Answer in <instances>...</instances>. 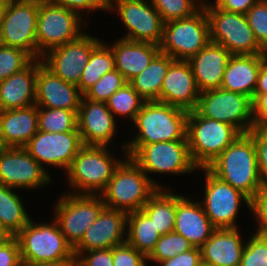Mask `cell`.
Masks as SVG:
<instances>
[{
    "instance_id": "cell-1",
    "label": "cell",
    "mask_w": 267,
    "mask_h": 266,
    "mask_svg": "<svg viewBox=\"0 0 267 266\" xmlns=\"http://www.w3.org/2000/svg\"><path fill=\"white\" fill-rule=\"evenodd\" d=\"M206 169L249 200L264 186L259 174L255 143L249 133L240 134Z\"/></svg>"
},
{
    "instance_id": "cell-2",
    "label": "cell",
    "mask_w": 267,
    "mask_h": 266,
    "mask_svg": "<svg viewBox=\"0 0 267 266\" xmlns=\"http://www.w3.org/2000/svg\"><path fill=\"white\" fill-rule=\"evenodd\" d=\"M106 189L100 194L105 207L128 213L141 210L151 196L163 188L130 158L124 156Z\"/></svg>"
},
{
    "instance_id": "cell-3",
    "label": "cell",
    "mask_w": 267,
    "mask_h": 266,
    "mask_svg": "<svg viewBox=\"0 0 267 266\" xmlns=\"http://www.w3.org/2000/svg\"><path fill=\"white\" fill-rule=\"evenodd\" d=\"M189 111L162 103L146 101L137 113L134 125L138 133L126 145H146L157 142L187 140V117Z\"/></svg>"
},
{
    "instance_id": "cell-4",
    "label": "cell",
    "mask_w": 267,
    "mask_h": 266,
    "mask_svg": "<svg viewBox=\"0 0 267 266\" xmlns=\"http://www.w3.org/2000/svg\"><path fill=\"white\" fill-rule=\"evenodd\" d=\"M122 161L107 146L83 145L66 171L70 187L75 194L100 195Z\"/></svg>"
},
{
    "instance_id": "cell-5",
    "label": "cell",
    "mask_w": 267,
    "mask_h": 266,
    "mask_svg": "<svg viewBox=\"0 0 267 266\" xmlns=\"http://www.w3.org/2000/svg\"><path fill=\"white\" fill-rule=\"evenodd\" d=\"M241 133L232 125L201 116L196 110L189 111L186 137L194 164L206 168Z\"/></svg>"
},
{
    "instance_id": "cell-6",
    "label": "cell",
    "mask_w": 267,
    "mask_h": 266,
    "mask_svg": "<svg viewBox=\"0 0 267 266\" xmlns=\"http://www.w3.org/2000/svg\"><path fill=\"white\" fill-rule=\"evenodd\" d=\"M209 42V20L203 7L190 17L164 23L157 47L174 60L187 61Z\"/></svg>"
},
{
    "instance_id": "cell-7",
    "label": "cell",
    "mask_w": 267,
    "mask_h": 266,
    "mask_svg": "<svg viewBox=\"0 0 267 266\" xmlns=\"http://www.w3.org/2000/svg\"><path fill=\"white\" fill-rule=\"evenodd\" d=\"M125 156L130 157L148 176L149 173L191 174L198 170L187 140L157 142L146 145H126Z\"/></svg>"
},
{
    "instance_id": "cell-8",
    "label": "cell",
    "mask_w": 267,
    "mask_h": 266,
    "mask_svg": "<svg viewBox=\"0 0 267 266\" xmlns=\"http://www.w3.org/2000/svg\"><path fill=\"white\" fill-rule=\"evenodd\" d=\"M53 223L31 221L15 236L22 263L75 261L73 247L66 241L55 219Z\"/></svg>"
},
{
    "instance_id": "cell-9",
    "label": "cell",
    "mask_w": 267,
    "mask_h": 266,
    "mask_svg": "<svg viewBox=\"0 0 267 266\" xmlns=\"http://www.w3.org/2000/svg\"><path fill=\"white\" fill-rule=\"evenodd\" d=\"M210 41L226 48L232 55H267L259 46L246 15L230 13L208 4Z\"/></svg>"
},
{
    "instance_id": "cell-10",
    "label": "cell",
    "mask_w": 267,
    "mask_h": 266,
    "mask_svg": "<svg viewBox=\"0 0 267 266\" xmlns=\"http://www.w3.org/2000/svg\"><path fill=\"white\" fill-rule=\"evenodd\" d=\"M81 18L77 12L51 1L40 4L36 26L37 59L84 34Z\"/></svg>"
},
{
    "instance_id": "cell-11",
    "label": "cell",
    "mask_w": 267,
    "mask_h": 266,
    "mask_svg": "<svg viewBox=\"0 0 267 266\" xmlns=\"http://www.w3.org/2000/svg\"><path fill=\"white\" fill-rule=\"evenodd\" d=\"M201 116L235 127L241 134L253 128L252 99L222 88L201 92L195 109Z\"/></svg>"
},
{
    "instance_id": "cell-12",
    "label": "cell",
    "mask_w": 267,
    "mask_h": 266,
    "mask_svg": "<svg viewBox=\"0 0 267 266\" xmlns=\"http://www.w3.org/2000/svg\"><path fill=\"white\" fill-rule=\"evenodd\" d=\"M55 204V220L66 241L74 248L105 207L100 195L63 194Z\"/></svg>"
},
{
    "instance_id": "cell-13",
    "label": "cell",
    "mask_w": 267,
    "mask_h": 266,
    "mask_svg": "<svg viewBox=\"0 0 267 266\" xmlns=\"http://www.w3.org/2000/svg\"><path fill=\"white\" fill-rule=\"evenodd\" d=\"M39 5L1 3L0 44L16 47L37 59L36 26Z\"/></svg>"
},
{
    "instance_id": "cell-14",
    "label": "cell",
    "mask_w": 267,
    "mask_h": 266,
    "mask_svg": "<svg viewBox=\"0 0 267 266\" xmlns=\"http://www.w3.org/2000/svg\"><path fill=\"white\" fill-rule=\"evenodd\" d=\"M114 1H107V11H114L115 8L118 12L128 31L122 39L157 45L164 27V21L152 2L147 0Z\"/></svg>"
},
{
    "instance_id": "cell-15",
    "label": "cell",
    "mask_w": 267,
    "mask_h": 266,
    "mask_svg": "<svg viewBox=\"0 0 267 266\" xmlns=\"http://www.w3.org/2000/svg\"><path fill=\"white\" fill-rule=\"evenodd\" d=\"M202 170L205 171L206 184L204 201L200 203L206 215L216 229H236L235 221L240 202L244 199L250 208L249 198L230 184L215 177L206 168Z\"/></svg>"
},
{
    "instance_id": "cell-16",
    "label": "cell",
    "mask_w": 267,
    "mask_h": 266,
    "mask_svg": "<svg viewBox=\"0 0 267 266\" xmlns=\"http://www.w3.org/2000/svg\"><path fill=\"white\" fill-rule=\"evenodd\" d=\"M51 181L48 171L23 147H3L0 151V184L35 189Z\"/></svg>"
},
{
    "instance_id": "cell-17",
    "label": "cell",
    "mask_w": 267,
    "mask_h": 266,
    "mask_svg": "<svg viewBox=\"0 0 267 266\" xmlns=\"http://www.w3.org/2000/svg\"><path fill=\"white\" fill-rule=\"evenodd\" d=\"M83 146L78 128L75 131L50 133L39 131L23 147L41 166H55L67 171Z\"/></svg>"
},
{
    "instance_id": "cell-18",
    "label": "cell",
    "mask_w": 267,
    "mask_h": 266,
    "mask_svg": "<svg viewBox=\"0 0 267 266\" xmlns=\"http://www.w3.org/2000/svg\"><path fill=\"white\" fill-rule=\"evenodd\" d=\"M100 42L99 39L84 33L75 41L49 50L41 59L61 79L77 85L92 50Z\"/></svg>"
},
{
    "instance_id": "cell-19",
    "label": "cell",
    "mask_w": 267,
    "mask_h": 266,
    "mask_svg": "<svg viewBox=\"0 0 267 266\" xmlns=\"http://www.w3.org/2000/svg\"><path fill=\"white\" fill-rule=\"evenodd\" d=\"M125 228H127V213L104 207L96 221L85 231L82 240L73 248L74 256L125 243Z\"/></svg>"
},
{
    "instance_id": "cell-20",
    "label": "cell",
    "mask_w": 267,
    "mask_h": 266,
    "mask_svg": "<svg viewBox=\"0 0 267 266\" xmlns=\"http://www.w3.org/2000/svg\"><path fill=\"white\" fill-rule=\"evenodd\" d=\"M35 105L42 108H59L78 114L82 94L76 84L66 82L38 59Z\"/></svg>"
},
{
    "instance_id": "cell-21",
    "label": "cell",
    "mask_w": 267,
    "mask_h": 266,
    "mask_svg": "<svg viewBox=\"0 0 267 266\" xmlns=\"http://www.w3.org/2000/svg\"><path fill=\"white\" fill-rule=\"evenodd\" d=\"M115 121L107 103L92 101L82 96L77 114V123L83 145H109L115 135Z\"/></svg>"
},
{
    "instance_id": "cell-22",
    "label": "cell",
    "mask_w": 267,
    "mask_h": 266,
    "mask_svg": "<svg viewBox=\"0 0 267 266\" xmlns=\"http://www.w3.org/2000/svg\"><path fill=\"white\" fill-rule=\"evenodd\" d=\"M200 94L190 64L175 60L163 80L160 102L192 111L197 107Z\"/></svg>"
},
{
    "instance_id": "cell-23",
    "label": "cell",
    "mask_w": 267,
    "mask_h": 266,
    "mask_svg": "<svg viewBox=\"0 0 267 266\" xmlns=\"http://www.w3.org/2000/svg\"><path fill=\"white\" fill-rule=\"evenodd\" d=\"M232 54L222 45L209 42L187 60L201 92L221 88L223 75Z\"/></svg>"
},
{
    "instance_id": "cell-24",
    "label": "cell",
    "mask_w": 267,
    "mask_h": 266,
    "mask_svg": "<svg viewBox=\"0 0 267 266\" xmlns=\"http://www.w3.org/2000/svg\"><path fill=\"white\" fill-rule=\"evenodd\" d=\"M215 230L200 202L177 195L174 232L186 238L194 247L200 248Z\"/></svg>"
},
{
    "instance_id": "cell-25",
    "label": "cell",
    "mask_w": 267,
    "mask_h": 266,
    "mask_svg": "<svg viewBox=\"0 0 267 266\" xmlns=\"http://www.w3.org/2000/svg\"><path fill=\"white\" fill-rule=\"evenodd\" d=\"M38 132V107L0 110V143L2 147H24Z\"/></svg>"
},
{
    "instance_id": "cell-26",
    "label": "cell",
    "mask_w": 267,
    "mask_h": 266,
    "mask_svg": "<svg viewBox=\"0 0 267 266\" xmlns=\"http://www.w3.org/2000/svg\"><path fill=\"white\" fill-rule=\"evenodd\" d=\"M38 59L24 69L0 81V110L19 109L35 104Z\"/></svg>"
},
{
    "instance_id": "cell-27",
    "label": "cell",
    "mask_w": 267,
    "mask_h": 266,
    "mask_svg": "<svg viewBox=\"0 0 267 266\" xmlns=\"http://www.w3.org/2000/svg\"><path fill=\"white\" fill-rule=\"evenodd\" d=\"M238 229H216L200 247L202 262L212 266H240L246 243Z\"/></svg>"
},
{
    "instance_id": "cell-28",
    "label": "cell",
    "mask_w": 267,
    "mask_h": 266,
    "mask_svg": "<svg viewBox=\"0 0 267 266\" xmlns=\"http://www.w3.org/2000/svg\"><path fill=\"white\" fill-rule=\"evenodd\" d=\"M266 59L267 55H232L227 63L221 88L253 99L258 73Z\"/></svg>"
},
{
    "instance_id": "cell-29",
    "label": "cell",
    "mask_w": 267,
    "mask_h": 266,
    "mask_svg": "<svg viewBox=\"0 0 267 266\" xmlns=\"http://www.w3.org/2000/svg\"><path fill=\"white\" fill-rule=\"evenodd\" d=\"M111 46L115 57V69L128 82L140 74L160 53L156 44L129 41L122 38Z\"/></svg>"
},
{
    "instance_id": "cell-30",
    "label": "cell",
    "mask_w": 267,
    "mask_h": 266,
    "mask_svg": "<svg viewBox=\"0 0 267 266\" xmlns=\"http://www.w3.org/2000/svg\"><path fill=\"white\" fill-rule=\"evenodd\" d=\"M175 60L164 53H159L140 74L129 83L145 101H159L163 80L169 66Z\"/></svg>"
},
{
    "instance_id": "cell-31",
    "label": "cell",
    "mask_w": 267,
    "mask_h": 266,
    "mask_svg": "<svg viewBox=\"0 0 267 266\" xmlns=\"http://www.w3.org/2000/svg\"><path fill=\"white\" fill-rule=\"evenodd\" d=\"M162 236L174 231L177 195L159 188L141 209Z\"/></svg>"
},
{
    "instance_id": "cell-32",
    "label": "cell",
    "mask_w": 267,
    "mask_h": 266,
    "mask_svg": "<svg viewBox=\"0 0 267 266\" xmlns=\"http://www.w3.org/2000/svg\"><path fill=\"white\" fill-rule=\"evenodd\" d=\"M126 229V242L146 256L152 252L161 236L153 221L142 210L127 214Z\"/></svg>"
},
{
    "instance_id": "cell-33",
    "label": "cell",
    "mask_w": 267,
    "mask_h": 266,
    "mask_svg": "<svg viewBox=\"0 0 267 266\" xmlns=\"http://www.w3.org/2000/svg\"><path fill=\"white\" fill-rule=\"evenodd\" d=\"M30 221L20 196L13 188L0 184V224L3 229L10 236H16Z\"/></svg>"
},
{
    "instance_id": "cell-34",
    "label": "cell",
    "mask_w": 267,
    "mask_h": 266,
    "mask_svg": "<svg viewBox=\"0 0 267 266\" xmlns=\"http://www.w3.org/2000/svg\"><path fill=\"white\" fill-rule=\"evenodd\" d=\"M101 41L91 52L89 61L82 70L81 78L77 84L80 93L83 95L91 88L104 74L115 69V57L111 46Z\"/></svg>"
},
{
    "instance_id": "cell-35",
    "label": "cell",
    "mask_w": 267,
    "mask_h": 266,
    "mask_svg": "<svg viewBox=\"0 0 267 266\" xmlns=\"http://www.w3.org/2000/svg\"><path fill=\"white\" fill-rule=\"evenodd\" d=\"M77 113L67 109L38 107V130L50 133L75 131Z\"/></svg>"
},
{
    "instance_id": "cell-36",
    "label": "cell",
    "mask_w": 267,
    "mask_h": 266,
    "mask_svg": "<svg viewBox=\"0 0 267 266\" xmlns=\"http://www.w3.org/2000/svg\"><path fill=\"white\" fill-rule=\"evenodd\" d=\"M145 102L146 101L128 82L112 94L106 103L113 115L128 116L134 121L137 113L141 110Z\"/></svg>"
},
{
    "instance_id": "cell-37",
    "label": "cell",
    "mask_w": 267,
    "mask_h": 266,
    "mask_svg": "<svg viewBox=\"0 0 267 266\" xmlns=\"http://www.w3.org/2000/svg\"><path fill=\"white\" fill-rule=\"evenodd\" d=\"M193 248L194 246L186 238L173 231L160 236L154 249L147 256V261L159 263Z\"/></svg>"
},
{
    "instance_id": "cell-38",
    "label": "cell",
    "mask_w": 267,
    "mask_h": 266,
    "mask_svg": "<svg viewBox=\"0 0 267 266\" xmlns=\"http://www.w3.org/2000/svg\"><path fill=\"white\" fill-rule=\"evenodd\" d=\"M128 81L122 74L114 69L104 74L91 88H89L83 97L92 101L107 102L112 94L122 88Z\"/></svg>"
},
{
    "instance_id": "cell-39",
    "label": "cell",
    "mask_w": 267,
    "mask_h": 266,
    "mask_svg": "<svg viewBox=\"0 0 267 266\" xmlns=\"http://www.w3.org/2000/svg\"><path fill=\"white\" fill-rule=\"evenodd\" d=\"M164 23L187 18L201 7L194 0H150ZM198 4V5H197Z\"/></svg>"
},
{
    "instance_id": "cell-40",
    "label": "cell",
    "mask_w": 267,
    "mask_h": 266,
    "mask_svg": "<svg viewBox=\"0 0 267 266\" xmlns=\"http://www.w3.org/2000/svg\"><path fill=\"white\" fill-rule=\"evenodd\" d=\"M32 60L24 50L0 44V81L21 71Z\"/></svg>"
},
{
    "instance_id": "cell-41",
    "label": "cell",
    "mask_w": 267,
    "mask_h": 266,
    "mask_svg": "<svg viewBox=\"0 0 267 266\" xmlns=\"http://www.w3.org/2000/svg\"><path fill=\"white\" fill-rule=\"evenodd\" d=\"M245 15L257 43L267 52V0H258Z\"/></svg>"
},
{
    "instance_id": "cell-42",
    "label": "cell",
    "mask_w": 267,
    "mask_h": 266,
    "mask_svg": "<svg viewBox=\"0 0 267 266\" xmlns=\"http://www.w3.org/2000/svg\"><path fill=\"white\" fill-rule=\"evenodd\" d=\"M240 266H267V237L253 234L246 242Z\"/></svg>"
},
{
    "instance_id": "cell-43",
    "label": "cell",
    "mask_w": 267,
    "mask_h": 266,
    "mask_svg": "<svg viewBox=\"0 0 267 266\" xmlns=\"http://www.w3.org/2000/svg\"><path fill=\"white\" fill-rule=\"evenodd\" d=\"M147 256L127 242L113 247L114 266H147Z\"/></svg>"
},
{
    "instance_id": "cell-44",
    "label": "cell",
    "mask_w": 267,
    "mask_h": 266,
    "mask_svg": "<svg viewBox=\"0 0 267 266\" xmlns=\"http://www.w3.org/2000/svg\"><path fill=\"white\" fill-rule=\"evenodd\" d=\"M255 143L259 174L264 186H267V128L253 127L248 132Z\"/></svg>"
},
{
    "instance_id": "cell-45",
    "label": "cell",
    "mask_w": 267,
    "mask_h": 266,
    "mask_svg": "<svg viewBox=\"0 0 267 266\" xmlns=\"http://www.w3.org/2000/svg\"><path fill=\"white\" fill-rule=\"evenodd\" d=\"M249 209L259 222L256 234L267 237V186H263L250 199Z\"/></svg>"
},
{
    "instance_id": "cell-46",
    "label": "cell",
    "mask_w": 267,
    "mask_h": 266,
    "mask_svg": "<svg viewBox=\"0 0 267 266\" xmlns=\"http://www.w3.org/2000/svg\"><path fill=\"white\" fill-rule=\"evenodd\" d=\"M75 266H114L113 248L91 250L86 255L79 253L75 257Z\"/></svg>"
},
{
    "instance_id": "cell-47",
    "label": "cell",
    "mask_w": 267,
    "mask_h": 266,
    "mask_svg": "<svg viewBox=\"0 0 267 266\" xmlns=\"http://www.w3.org/2000/svg\"><path fill=\"white\" fill-rule=\"evenodd\" d=\"M0 266H22L20 247L15 236L0 242Z\"/></svg>"
},
{
    "instance_id": "cell-48",
    "label": "cell",
    "mask_w": 267,
    "mask_h": 266,
    "mask_svg": "<svg viewBox=\"0 0 267 266\" xmlns=\"http://www.w3.org/2000/svg\"><path fill=\"white\" fill-rule=\"evenodd\" d=\"M54 4L73 10L81 15V10H107L106 0H51Z\"/></svg>"
},
{
    "instance_id": "cell-49",
    "label": "cell",
    "mask_w": 267,
    "mask_h": 266,
    "mask_svg": "<svg viewBox=\"0 0 267 266\" xmlns=\"http://www.w3.org/2000/svg\"><path fill=\"white\" fill-rule=\"evenodd\" d=\"M201 263V250L198 247H194L190 251L176 254L173 258L159 262L161 266H199Z\"/></svg>"
},
{
    "instance_id": "cell-50",
    "label": "cell",
    "mask_w": 267,
    "mask_h": 266,
    "mask_svg": "<svg viewBox=\"0 0 267 266\" xmlns=\"http://www.w3.org/2000/svg\"><path fill=\"white\" fill-rule=\"evenodd\" d=\"M253 106V127L267 128V94H254Z\"/></svg>"
},
{
    "instance_id": "cell-51",
    "label": "cell",
    "mask_w": 267,
    "mask_h": 266,
    "mask_svg": "<svg viewBox=\"0 0 267 266\" xmlns=\"http://www.w3.org/2000/svg\"><path fill=\"white\" fill-rule=\"evenodd\" d=\"M258 0H216L215 6L230 13L246 14Z\"/></svg>"
},
{
    "instance_id": "cell-52",
    "label": "cell",
    "mask_w": 267,
    "mask_h": 266,
    "mask_svg": "<svg viewBox=\"0 0 267 266\" xmlns=\"http://www.w3.org/2000/svg\"><path fill=\"white\" fill-rule=\"evenodd\" d=\"M254 94H267V59L261 64Z\"/></svg>"
},
{
    "instance_id": "cell-53",
    "label": "cell",
    "mask_w": 267,
    "mask_h": 266,
    "mask_svg": "<svg viewBox=\"0 0 267 266\" xmlns=\"http://www.w3.org/2000/svg\"><path fill=\"white\" fill-rule=\"evenodd\" d=\"M22 266H75V261H45L22 263Z\"/></svg>"
},
{
    "instance_id": "cell-54",
    "label": "cell",
    "mask_w": 267,
    "mask_h": 266,
    "mask_svg": "<svg viewBox=\"0 0 267 266\" xmlns=\"http://www.w3.org/2000/svg\"><path fill=\"white\" fill-rule=\"evenodd\" d=\"M50 1L51 0H0V3H33L40 5Z\"/></svg>"
},
{
    "instance_id": "cell-55",
    "label": "cell",
    "mask_w": 267,
    "mask_h": 266,
    "mask_svg": "<svg viewBox=\"0 0 267 266\" xmlns=\"http://www.w3.org/2000/svg\"><path fill=\"white\" fill-rule=\"evenodd\" d=\"M10 235L3 229L2 225L0 224V242L9 238Z\"/></svg>"
},
{
    "instance_id": "cell-56",
    "label": "cell",
    "mask_w": 267,
    "mask_h": 266,
    "mask_svg": "<svg viewBox=\"0 0 267 266\" xmlns=\"http://www.w3.org/2000/svg\"><path fill=\"white\" fill-rule=\"evenodd\" d=\"M194 1H196V3H197V1H198V2H201V3H199V6H200L201 8H203V7H205V6L208 5V4H207V1H206V2L204 1V3H203V0H194Z\"/></svg>"
},
{
    "instance_id": "cell-57",
    "label": "cell",
    "mask_w": 267,
    "mask_h": 266,
    "mask_svg": "<svg viewBox=\"0 0 267 266\" xmlns=\"http://www.w3.org/2000/svg\"><path fill=\"white\" fill-rule=\"evenodd\" d=\"M199 266H212V265H208V264L202 262Z\"/></svg>"
}]
</instances>
